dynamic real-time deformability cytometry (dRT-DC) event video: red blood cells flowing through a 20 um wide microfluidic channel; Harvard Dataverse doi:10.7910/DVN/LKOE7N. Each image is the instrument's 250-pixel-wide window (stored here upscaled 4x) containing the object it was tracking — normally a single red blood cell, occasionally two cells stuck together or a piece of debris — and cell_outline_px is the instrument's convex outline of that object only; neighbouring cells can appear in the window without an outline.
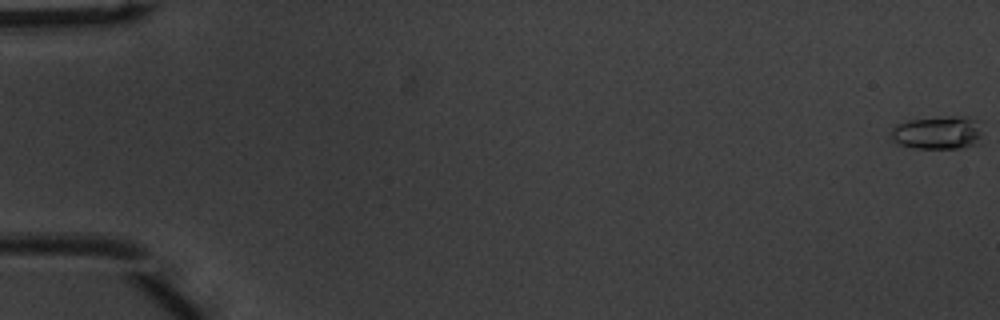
{"species": "common noctule bat (a hibernating species)", "species_latin": "Nyctalus noctula", "temperature_condition": "warm", "stored_images_in_passage": 49, "camera_frame_rate_fps": 3000, "um_per_image_px": 0.085, "animal": {"sex": "male", "body_mass_g": 20.1, "forearm_length_mm": 53.5}, "frame": {"image": 1, "passage_image": 1, "time_ms": 0.0, "image_size_px": [1000, 320], "cell_outline_px": [[980, 144], [960, 148], [912, 148], [900, 144], [892, 140], [892, 128], [896, 124], [908, 120], [948, 116], [964, 116], [980, 120]], "centroid_in_image_um": [79.74, 11.27], "position_along_channel_um": 5.3, "area_um2": 17.92}}
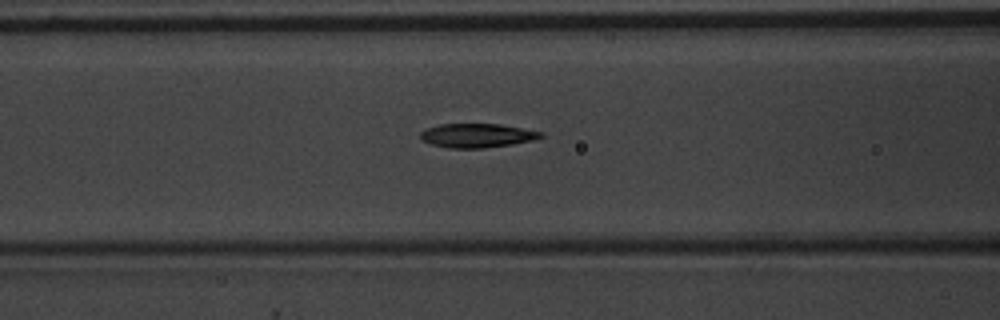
{"frame": {"image": 2, "passage_image": 23, "time_ms": 7.333, "image_size_px": [1000, 320], "cell_outline_px": [[544, 136], [532, 140], [512, 144], [484, 148], [448, 148], [432, 144], [420, 140], [420, 132], [428, 128], [440, 124], [500, 124], [544, 132]], "centroid_in_image_um": [40.54, 11.52], "position_along_channel_um": 126.1, "area_um2": 16.82}}
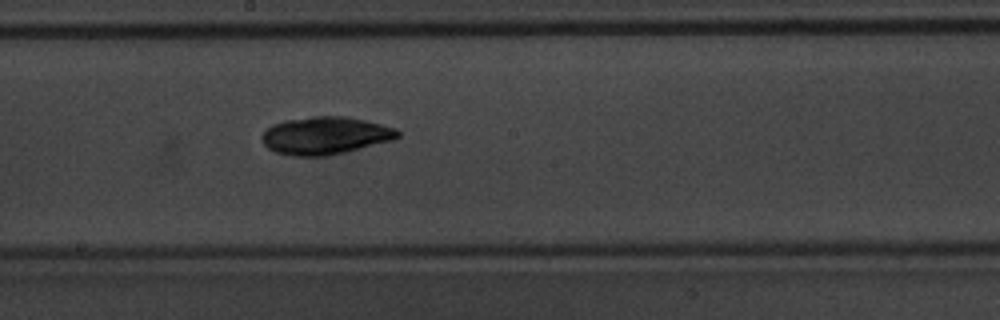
{"frame": {"image": 3, "passage_image": 30, "time_ms": 9.667, "image_size_px": [1000, 320], "cell_outline_px": [[400, 136], [392, 140], [344, 152], [324, 156], [292, 156], [276, 152], [268, 148], [260, 140], [264, 132], [272, 124], [284, 120], [312, 116], [348, 116], [396, 128], [400, 132]], "centroid_in_image_um": [27.63, 11.51], "position_along_channel_um": 220.6, "area_um2": 29.71}, "authors_computed_cell_mechanics": {"area_um2": 17.5712, "velocity_mm_per_s": 3.9546, "shape_relaxation_time_tau1_ms": 3.1569, "shape_relaxation_time_tau2_ms": null, "deformation_change_tau1": 0.1493, "deformation_change_tau2": null}}